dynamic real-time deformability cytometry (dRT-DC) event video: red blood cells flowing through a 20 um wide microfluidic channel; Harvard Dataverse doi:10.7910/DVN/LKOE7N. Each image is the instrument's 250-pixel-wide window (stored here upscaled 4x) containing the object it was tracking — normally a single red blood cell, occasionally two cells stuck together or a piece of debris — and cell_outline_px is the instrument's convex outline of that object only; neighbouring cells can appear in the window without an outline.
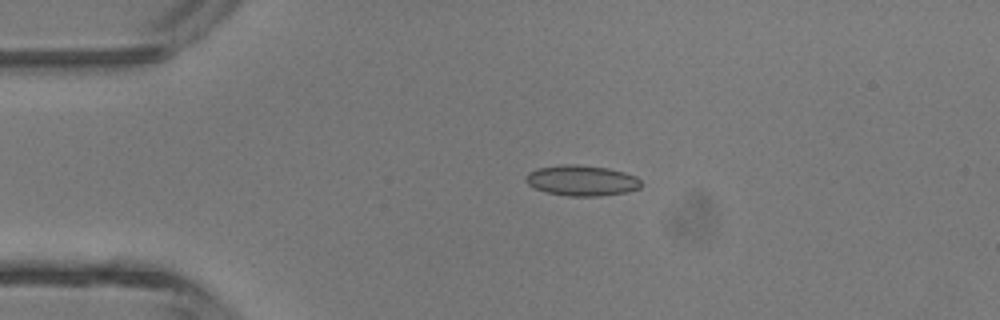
{"species": "common noctule bat (a hibernating species)", "species_latin": "Nyctalus noctula", "temperature_condition": "room temperature", "stored_images_in_passage": 2, "camera_frame_rate_fps": 3000, "um_per_image_px": 0.085, "animal": {"sex": "male", "body_mass_g": 13.3}, "frame": {"image": 1, "passage_image": 2, "time_ms": 1.333, "image_size_px": [1000, 320], "cell_outline_px": [[640, 188], [628, 192], [600, 196], [568, 196], [548, 192], [536, 188], [528, 184], [524, 180], [524, 176], [528, 172], [536, 168], [560, 164], [576, 164], [608, 168], [624, 172], [636, 176], [640, 180]], "centroid_in_image_um": [49.43, 15.33], "position_along_channel_um": 35.6, "area_um2": 20.69}}